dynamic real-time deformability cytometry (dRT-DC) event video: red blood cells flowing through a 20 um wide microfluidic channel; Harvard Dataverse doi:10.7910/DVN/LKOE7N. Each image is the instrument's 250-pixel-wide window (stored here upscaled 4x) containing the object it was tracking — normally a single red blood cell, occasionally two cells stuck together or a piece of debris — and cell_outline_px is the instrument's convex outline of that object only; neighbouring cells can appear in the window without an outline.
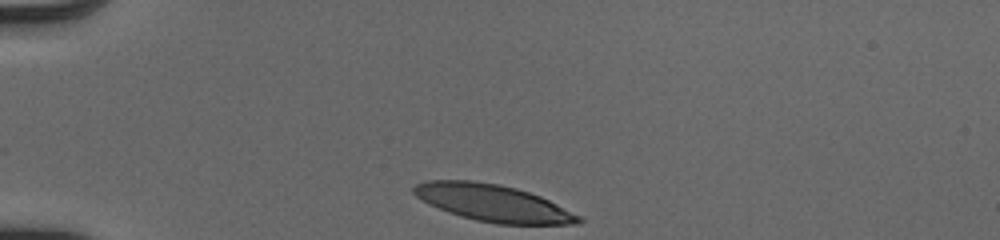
{"species": "human", "species_latin": "Homo sapiens", "temperature_condition": "cold", "stored_images_in_passage": 31, "camera_frame_rate_fps": 3000, "um_per_image_px": 0.085, "donor": {"sex": "male"}, "frame": {"image": 1, "passage_image": 1, "time_ms": 0.0, "image_size_px": [1000, 240], "cell_outline_px": [[584, 220], [580, 224], [496, 224], [476, 220], [460, 216], [448, 212], [428, 204], [416, 196], [412, 192], [412, 188], [416, 184], [428, 180], [472, 180], [496, 184], [516, 188], [540, 196], [580, 216]], "centroid_in_image_um": [41.88, 17.26], "position_along_channel_um": 43.1, "area_um2": 35.26}}
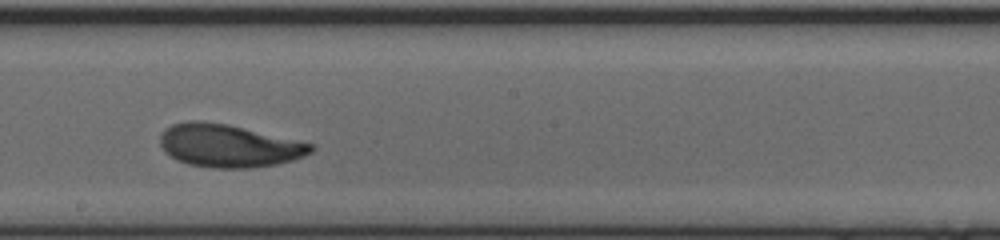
{"frame": {"image": 2, "passage_image": 18, "time_ms": 5.667, "image_size_px": [1000, 240], "cell_outline_px": [[316, 148], [312, 152], [304, 156], [280, 164], [252, 168], [212, 168], [188, 164], [176, 160], [164, 152], [160, 144], [160, 136], [164, 128], [172, 124], [188, 120], [200, 120], [228, 124], [316, 144]], "centroid_in_image_um": [19.45, 12.39], "position_along_channel_um": 228.7, "area_um2": 38.26}}
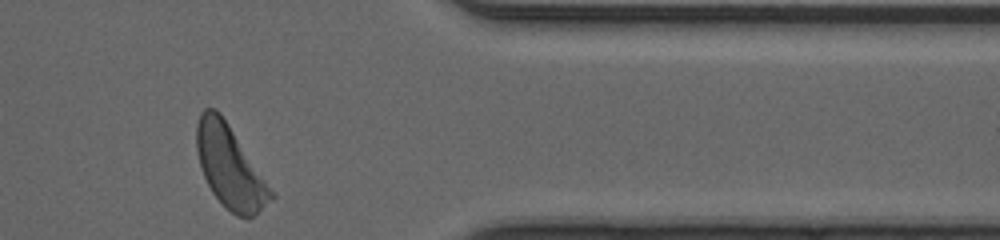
{"frame": {"image": 3, "passage_image": 31, "time_ms": 10.0, "image_size_px": [1000, 240], "cell_outline_px": [[276, 196], [252, 216], [236, 216], [212, 192], [204, 176], [200, 164], [196, 148], [196, 124], [200, 112], [204, 108], [216, 108], [220, 112]], "centroid_in_image_um": [19.51, 14.13], "position_along_channel_um": 391.9, "area_um2": 34.68}, "authors_computed_cell_mechanics": {"area_um2": 36.9342, "velocity_mm_per_s": 4.0592, "shape_relaxation_time_tau1_ms": 2.6067, "shape_relaxation_time_tau2_ms": 2.6585, "deformation_change_tau1": 0.1682, "deformation_change_tau2": 0.0982}}